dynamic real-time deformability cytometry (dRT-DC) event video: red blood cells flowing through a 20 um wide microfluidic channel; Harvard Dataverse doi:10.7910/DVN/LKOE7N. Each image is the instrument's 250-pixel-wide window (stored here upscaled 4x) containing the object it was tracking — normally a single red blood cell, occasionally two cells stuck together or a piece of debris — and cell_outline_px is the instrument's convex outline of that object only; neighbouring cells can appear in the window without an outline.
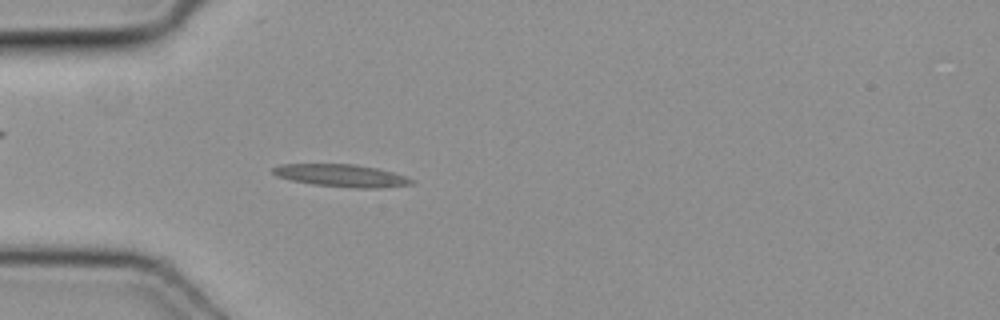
{"species": "common noctule bat (a hibernating species)", "species_latin": "Nyctalus noctula", "temperature_condition": "cold", "stored_images_in_passage": 43, "camera_frame_rate_fps": 3000, "um_per_image_px": 0.085, "animal": {"sex": "female", "body_mass_g": 19.3, "forearm_length_mm": 54.1}, "frame": {"image": 1, "passage_image": 14, "time_ms": 4.333, "image_size_px": [1000, 320], "cell_outline_px": [[416, 180], [412, 184], [380, 188], [352, 188], [312, 184], [292, 180], [276, 176], [272, 172], [272, 168], [280, 164], [352, 164], [376, 168], [392, 172]], "centroid_in_image_um": [29.01, 14.93], "position_along_channel_um": 56.0, "area_um2": 18.09}}
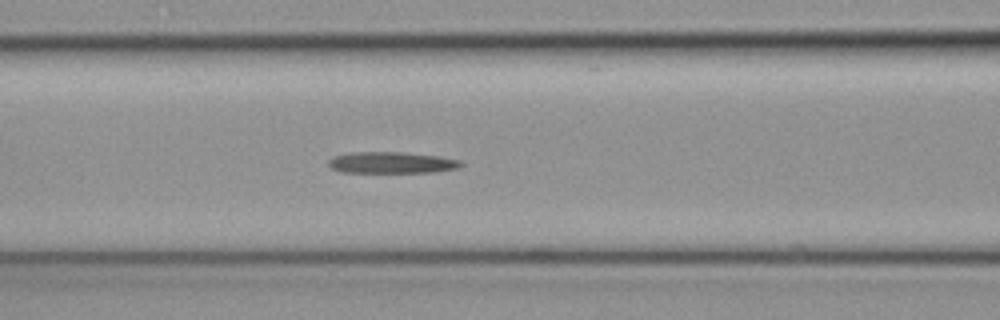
{"frame": {"image": 2, "passage_image": 20, "time_ms": 6.333, "image_size_px": [1000, 320], "cell_outline_px": [[464, 164], [460, 168], [432, 172], [344, 172], [332, 168], [328, 164], [328, 160], [332, 156], [352, 152], [404, 152], [440, 156], [460, 160]], "centroid_in_image_um": [33.32, 13.81], "position_along_channel_um": 133.3, "area_um2": 16.59}}
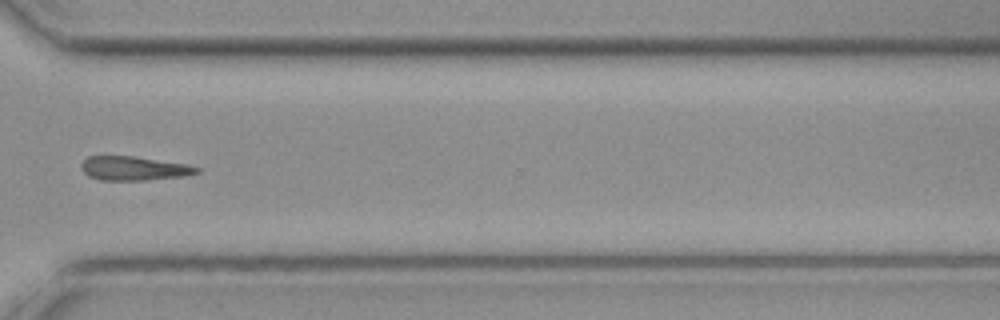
{"frame": {"image": 3, "passage_image": 36, "time_ms": 11.667, "image_size_px": [1000, 320], "cell_outline_px": [[200, 172], [188, 176], [144, 180], [100, 180], [88, 176], [80, 168], [80, 164], [88, 156], [132, 156], [188, 164], [200, 168]], "centroid_in_image_um": [11.4, 14.31], "position_along_channel_um": 359.2, "area_um2": 16.3}}